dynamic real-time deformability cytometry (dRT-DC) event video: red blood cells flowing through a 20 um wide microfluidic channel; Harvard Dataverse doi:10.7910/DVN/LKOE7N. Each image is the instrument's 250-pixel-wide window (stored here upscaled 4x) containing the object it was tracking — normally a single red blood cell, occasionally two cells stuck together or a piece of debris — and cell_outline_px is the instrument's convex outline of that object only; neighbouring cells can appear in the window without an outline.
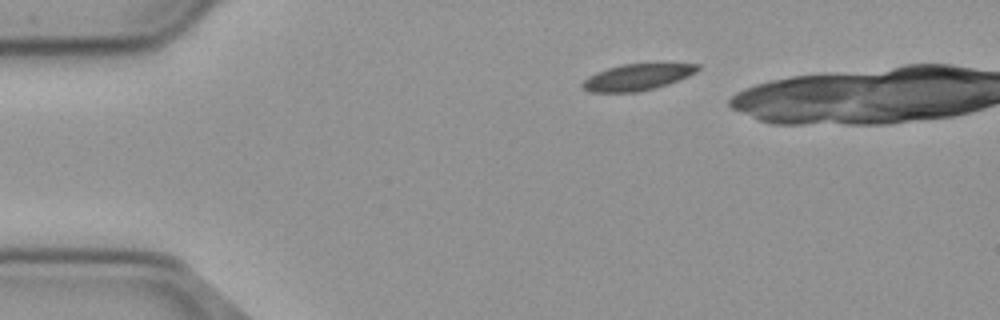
{"species": "common noctule bat (a hibernating species)", "species_latin": "Nyctalus noctula", "temperature_condition": "cold", "stored_images_in_passage": 32, "camera_frame_rate_fps": 3000, "um_per_image_px": 0.085, "animal": {"sex": "male", "body_mass_g": 23.1, "forearm_length_mm": 52.7}, "frame": {"image": 1, "passage_image": 1, "time_ms": 0.0, "image_size_px": [1000, 320], "cell_outline_px": [[700, 68], [696, 72], [688, 76], [668, 84], [656, 88], [636, 92], [588, 92], [580, 84], [588, 76], [596, 72], [620, 64], [664, 60], [700, 64]], "centroid_in_image_um": [54.26, 6.49], "position_along_channel_um": 30.7, "area_um2": 18.79}}
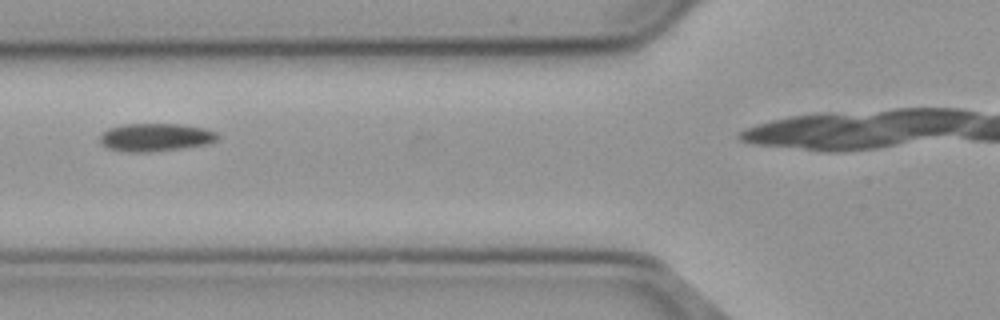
{"frame": {"image": 2, "passage_image": 12, "time_ms": 3.667, "image_size_px": [1000, 320], "cell_outline_px": [[220, 140], [208, 144], [184, 148], [152, 152], [124, 152], [108, 148], [100, 144], [100, 132], [108, 128], [124, 124], [180, 124], [204, 128], [216, 132], [220, 136]], "centroid_in_image_um": [13.22, 11.68], "position_along_channel_um": 112.6, "area_um2": 19.59}}
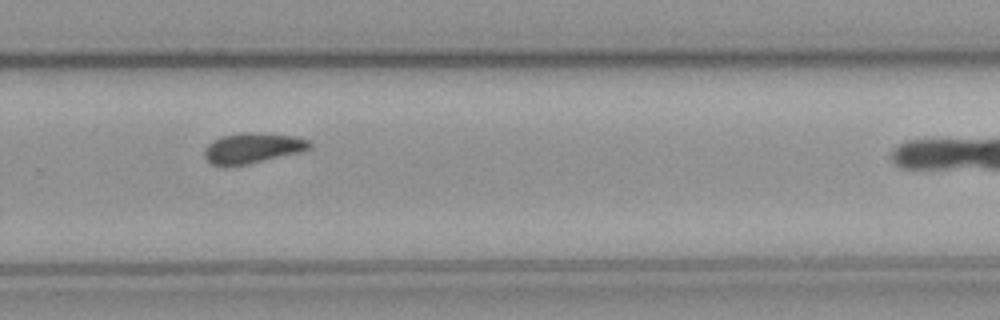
{"frame": {"image": 3, "passage_image": 28, "time_ms": 9.0, "image_size_px": [1000, 320], "cell_outline_px": [[312, 148], [300, 152], [244, 164], [212, 164], [204, 156], [204, 148], [212, 140], [220, 136], [240, 132], [260, 132], [292, 136], [308, 140], [312, 144]], "centroid_in_image_um": [21.47, 12.54], "position_along_channel_um": 308.3, "area_um2": 18.32}}